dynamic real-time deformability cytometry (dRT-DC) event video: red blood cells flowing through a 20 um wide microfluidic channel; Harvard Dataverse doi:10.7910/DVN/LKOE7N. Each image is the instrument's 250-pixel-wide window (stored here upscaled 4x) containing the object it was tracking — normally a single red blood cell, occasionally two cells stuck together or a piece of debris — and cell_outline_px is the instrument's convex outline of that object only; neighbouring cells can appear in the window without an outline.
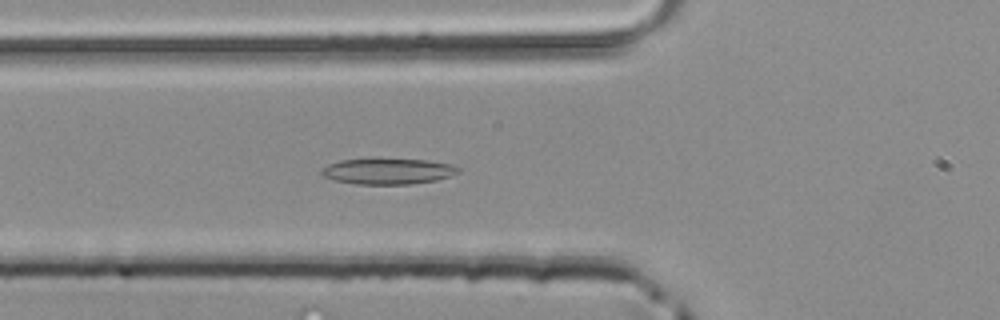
{"species": "common noctule bat (a hibernating species)", "species_latin": "Nyctalus noctula", "temperature_condition": "room temperature", "stored_images_in_passage": 36, "camera_frame_rate_fps": 3000, "um_per_image_px": 0.085, "animal": {"sex": "male", "body_mass_g": 20.4}, "frame": {"image": 1, "passage_image": 6, "time_ms": 1.667, "image_size_px": [1000, 320], "cell_outline_px": [[460, 172], [452, 176], [436, 180], [412, 184], [356, 184], [336, 180], [320, 176], [320, 172], [328, 164], [340, 160], [372, 156], [376, 156], [428, 160], [448, 164], [460, 168]], "centroid_in_image_um": [32.94, 14.51], "position_along_channel_um": 92.9, "area_um2": 21.56}}
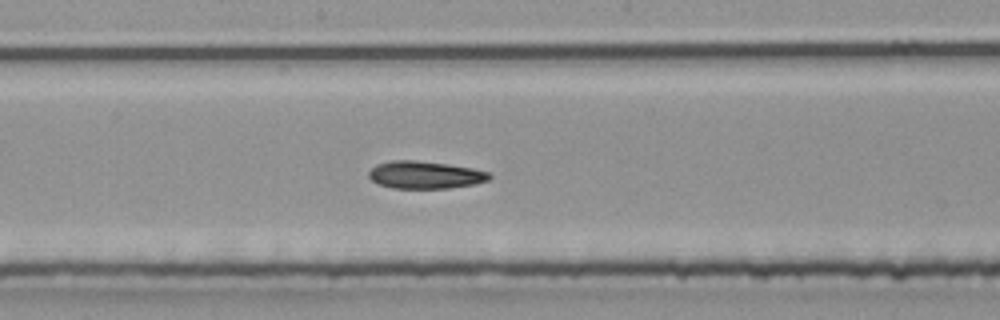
{"frame": {"image": 2, "passage_image": 14, "time_ms": 4.333, "image_size_px": [1000, 320], "cell_outline_px": [[492, 176], [488, 180], [476, 184], [448, 188], [392, 188], [376, 184], [368, 176], [368, 172], [376, 164], [392, 160], [416, 160], [448, 164], [472, 168], [488, 172]], "centroid_in_image_um": [36.11, 14.86], "position_along_channel_um": 212.1, "area_um2": 19.42}}
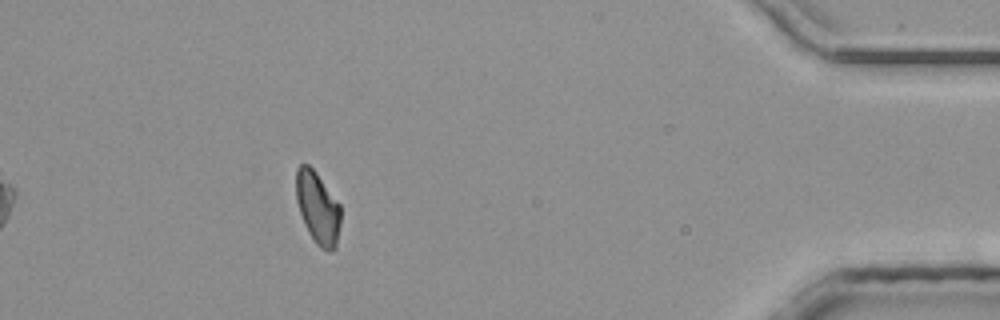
{"frame": {"image": 3, "passage_image": 31, "time_ms": 10.0, "image_size_px": [1000, 320], "cell_outline_px": [[340, 224], [336, 248], [332, 252], [328, 252], [320, 248], [316, 244], [308, 232], [304, 224], [296, 200], [296, 168], [300, 164], [308, 164], [316, 172], [340, 204]], "centroid_in_image_um": [27.01, 17.69], "position_along_channel_um": 408.2, "area_um2": 18.9}}